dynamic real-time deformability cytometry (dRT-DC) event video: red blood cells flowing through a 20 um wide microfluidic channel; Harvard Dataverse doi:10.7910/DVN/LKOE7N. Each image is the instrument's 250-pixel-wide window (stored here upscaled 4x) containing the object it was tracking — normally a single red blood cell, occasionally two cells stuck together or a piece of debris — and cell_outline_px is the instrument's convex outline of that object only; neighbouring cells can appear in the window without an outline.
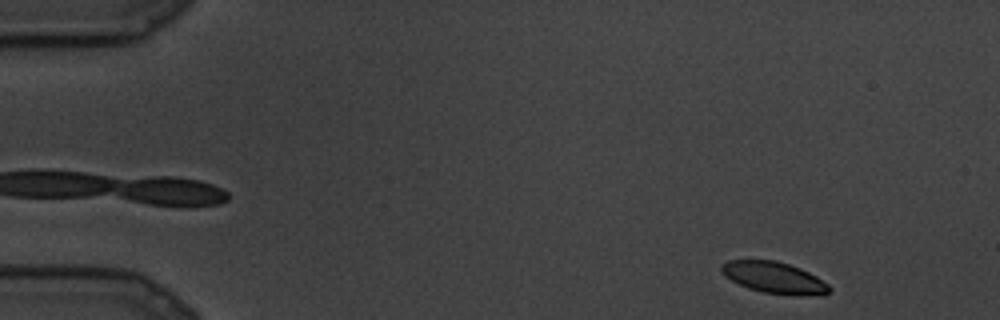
{"species": "common noctule bat (a hibernating species)", "species_latin": "Nyctalus noctula", "temperature_condition": "cold", "stored_images_in_passage": 87, "camera_frame_rate_fps": 3000, "um_per_image_px": 0.085, "animal": {"sex": "male", "body_mass_g": 19.5, "forearm_length_mm": 54.6}, "frame": {"image": 1, "passage_image": 3, "time_ms": 0.667, "image_size_px": [1000, 320], "cell_outline_px": [[832, 292], [824, 296], [820, 296], [764, 292], [748, 288], [724, 276], [720, 268], [720, 264], [728, 260], [776, 260], [800, 268], [816, 276], [828, 284], [832, 288]], "centroid_in_image_um": [65.83, 23.59], "position_along_channel_um": 19.2, "area_um2": 19.71}}
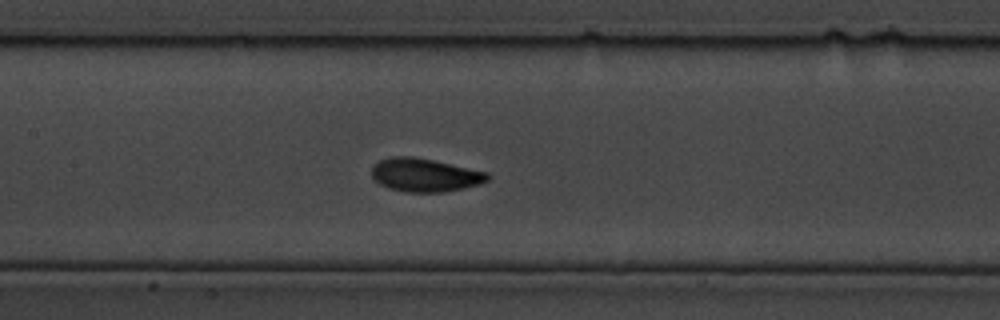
{"frame": {"image": 2, "passage_image": 38, "time_ms": 12.333, "image_size_px": [1000, 320], "cell_outline_px": [[488, 180], [480, 184], [464, 188], [444, 192], [404, 192], [388, 188], [380, 184], [372, 176], [372, 168], [380, 160], [392, 156], [412, 156], [432, 160], [488, 172]], "centroid_in_image_um": [36.11, 14.88], "position_along_channel_um": 171.3, "area_um2": 22.37}}
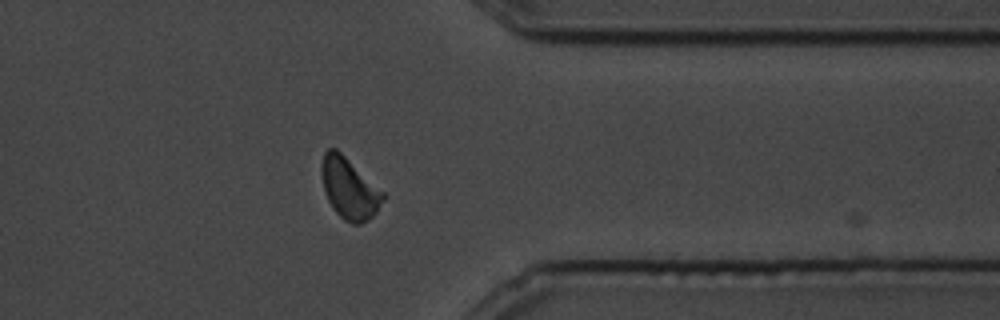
{"frame": {"image": 3, "passage_image": 68, "time_ms": 22.333, "image_size_px": [1000, 320], "cell_outline_px": [[388, 196], [376, 212], [368, 220], [360, 224], [352, 224], [344, 220], [332, 208], [328, 200], [324, 188], [320, 172], [320, 168], [324, 152], [328, 148], [336, 148], [384, 192]], "centroid_in_image_um": [29.7, 16.02], "position_along_channel_um": 381.7, "area_um2": 21.96}}